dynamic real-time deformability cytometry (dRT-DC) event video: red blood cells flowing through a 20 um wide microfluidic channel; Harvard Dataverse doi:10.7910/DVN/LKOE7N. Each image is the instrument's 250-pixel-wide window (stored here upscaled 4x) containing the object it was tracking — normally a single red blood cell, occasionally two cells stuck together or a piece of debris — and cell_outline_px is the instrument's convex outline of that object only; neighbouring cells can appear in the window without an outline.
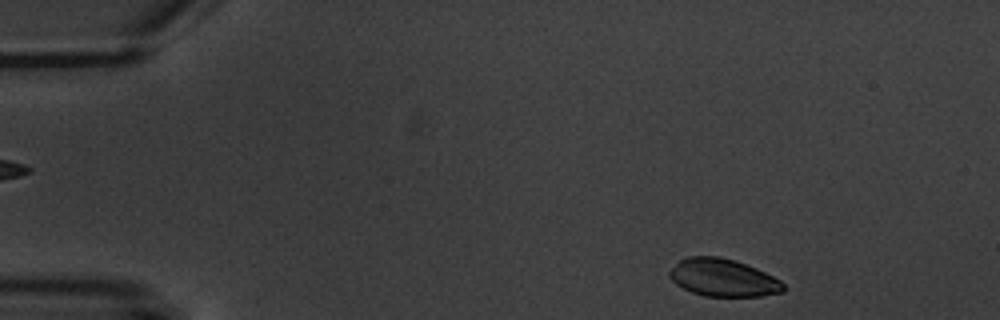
{"species": "common noctule bat (a hibernating species)", "species_latin": "Nyctalus noctula", "temperature_condition": "warm", "stored_images_in_passage": 6, "segment_of_instrument_passage": [2, 2], "camera_frame_rate_fps": 3000, "um_per_image_px": 0.085, "animal": {"sex": "male", "body_mass_g": 20.1, "forearm_length_mm": 53.5}, "frame": {"image": 1, "passage_image": 6, "time_ms": 6.667, "image_size_px": [1000, 320], "cell_outline_px": [[788, 288], [784, 292], [760, 296], [704, 296], [692, 292], [676, 284], [668, 276], [668, 272], [680, 260], [688, 256], [720, 256], [756, 268], [780, 280]], "centroid_in_image_um": [61.47, 23.61], "position_along_channel_um": 23.5, "area_um2": 24.85}}